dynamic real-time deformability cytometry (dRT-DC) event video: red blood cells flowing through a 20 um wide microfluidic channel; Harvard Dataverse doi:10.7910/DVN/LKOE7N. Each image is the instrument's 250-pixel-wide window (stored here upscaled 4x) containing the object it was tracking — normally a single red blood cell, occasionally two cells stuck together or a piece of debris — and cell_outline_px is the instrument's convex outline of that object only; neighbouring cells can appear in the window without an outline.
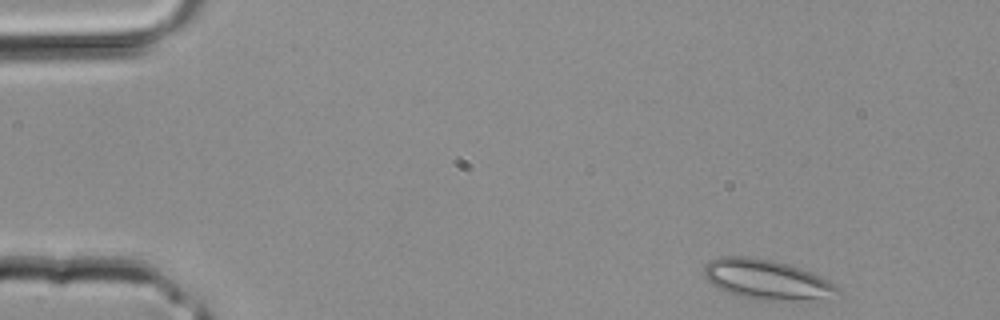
{"species": "common noctule bat (a hibernating species)", "species_latin": "Nyctalus noctula", "temperature_condition": "room temperature", "stored_images_in_passage": 3, "segment_of_instrument_passage": [1, 2], "camera_frame_rate_fps": 3000, "um_per_image_px": 0.085, "animal": {"sex": "male", "body_mass_g": 20.4}, "frame": {"image": 1, "passage_image": 1, "time_ms": 0.0, "image_size_px": [1000, 320], "cell_outline_px": [[840, 292], [816, 304], [808, 304], [760, 300], [736, 296], [716, 288], [704, 276], [704, 264], [708, 260], [720, 256], [748, 256], [772, 260], [788, 264], [812, 272], [828, 280], [840, 288]], "centroid_in_image_um": [65.24, 23.83], "position_along_channel_um": 19.8, "area_um2": 32.54}}